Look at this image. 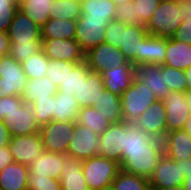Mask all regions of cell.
Wrapping results in <instances>:
<instances>
[{
    "instance_id": "cell-14",
    "label": "cell",
    "mask_w": 191,
    "mask_h": 190,
    "mask_svg": "<svg viewBox=\"0 0 191 190\" xmlns=\"http://www.w3.org/2000/svg\"><path fill=\"white\" fill-rule=\"evenodd\" d=\"M3 122L9 129L11 137L35 134L40 130L32 106L26 103L20 109L6 115Z\"/></svg>"
},
{
    "instance_id": "cell-4",
    "label": "cell",
    "mask_w": 191,
    "mask_h": 190,
    "mask_svg": "<svg viewBox=\"0 0 191 190\" xmlns=\"http://www.w3.org/2000/svg\"><path fill=\"white\" fill-rule=\"evenodd\" d=\"M180 3L162 0L146 25L148 33L161 38H171L182 20Z\"/></svg>"
},
{
    "instance_id": "cell-46",
    "label": "cell",
    "mask_w": 191,
    "mask_h": 190,
    "mask_svg": "<svg viewBox=\"0 0 191 190\" xmlns=\"http://www.w3.org/2000/svg\"><path fill=\"white\" fill-rule=\"evenodd\" d=\"M18 8L13 0H0V31H8Z\"/></svg>"
},
{
    "instance_id": "cell-50",
    "label": "cell",
    "mask_w": 191,
    "mask_h": 190,
    "mask_svg": "<svg viewBox=\"0 0 191 190\" xmlns=\"http://www.w3.org/2000/svg\"><path fill=\"white\" fill-rule=\"evenodd\" d=\"M177 41H182L191 44V18L183 19L178 29L172 36Z\"/></svg>"
},
{
    "instance_id": "cell-30",
    "label": "cell",
    "mask_w": 191,
    "mask_h": 190,
    "mask_svg": "<svg viewBox=\"0 0 191 190\" xmlns=\"http://www.w3.org/2000/svg\"><path fill=\"white\" fill-rule=\"evenodd\" d=\"M116 8L112 0H81L82 15L88 20L112 21Z\"/></svg>"
},
{
    "instance_id": "cell-2",
    "label": "cell",
    "mask_w": 191,
    "mask_h": 190,
    "mask_svg": "<svg viewBox=\"0 0 191 190\" xmlns=\"http://www.w3.org/2000/svg\"><path fill=\"white\" fill-rule=\"evenodd\" d=\"M120 99L123 119L133 122L157 100L154 93L136 76L132 84L122 93Z\"/></svg>"
},
{
    "instance_id": "cell-41",
    "label": "cell",
    "mask_w": 191,
    "mask_h": 190,
    "mask_svg": "<svg viewBox=\"0 0 191 190\" xmlns=\"http://www.w3.org/2000/svg\"><path fill=\"white\" fill-rule=\"evenodd\" d=\"M77 63L64 60L49 59L46 68V76L57 86L65 81L68 71H71Z\"/></svg>"
},
{
    "instance_id": "cell-45",
    "label": "cell",
    "mask_w": 191,
    "mask_h": 190,
    "mask_svg": "<svg viewBox=\"0 0 191 190\" xmlns=\"http://www.w3.org/2000/svg\"><path fill=\"white\" fill-rule=\"evenodd\" d=\"M165 81L170 91L186 92L188 90L184 70L165 65Z\"/></svg>"
},
{
    "instance_id": "cell-22",
    "label": "cell",
    "mask_w": 191,
    "mask_h": 190,
    "mask_svg": "<svg viewBox=\"0 0 191 190\" xmlns=\"http://www.w3.org/2000/svg\"><path fill=\"white\" fill-rule=\"evenodd\" d=\"M163 149L173 160L191 158V136L183 129L170 131L163 139Z\"/></svg>"
},
{
    "instance_id": "cell-54",
    "label": "cell",
    "mask_w": 191,
    "mask_h": 190,
    "mask_svg": "<svg viewBox=\"0 0 191 190\" xmlns=\"http://www.w3.org/2000/svg\"><path fill=\"white\" fill-rule=\"evenodd\" d=\"M177 164H180L181 172H183L184 178L191 175V158H187L186 160H175Z\"/></svg>"
},
{
    "instance_id": "cell-7",
    "label": "cell",
    "mask_w": 191,
    "mask_h": 190,
    "mask_svg": "<svg viewBox=\"0 0 191 190\" xmlns=\"http://www.w3.org/2000/svg\"><path fill=\"white\" fill-rule=\"evenodd\" d=\"M100 135L94 133L89 127L75 122L72 140L69 142L67 154L70 157L85 160L98 155Z\"/></svg>"
},
{
    "instance_id": "cell-64",
    "label": "cell",
    "mask_w": 191,
    "mask_h": 190,
    "mask_svg": "<svg viewBox=\"0 0 191 190\" xmlns=\"http://www.w3.org/2000/svg\"><path fill=\"white\" fill-rule=\"evenodd\" d=\"M13 1L16 2L19 5L22 0H13Z\"/></svg>"
},
{
    "instance_id": "cell-24",
    "label": "cell",
    "mask_w": 191,
    "mask_h": 190,
    "mask_svg": "<svg viewBox=\"0 0 191 190\" xmlns=\"http://www.w3.org/2000/svg\"><path fill=\"white\" fill-rule=\"evenodd\" d=\"M64 154L44 150L29 166L35 175H48L50 178L60 179Z\"/></svg>"
},
{
    "instance_id": "cell-62",
    "label": "cell",
    "mask_w": 191,
    "mask_h": 190,
    "mask_svg": "<svg viewBox=\"0 0 191 190\" xmlns=\"http://www.w3.org/2000/svg\"><path fill=\"white\" fill-rule=\"evenodd\" d=\"M167 1H172V2H177V3H183V2L189 1V0H167Z\"/></svg>"
},
{
    "instance_id": "cell-39",
    "label": "cell",
    "mask_w": 191,
    "mask_h": 190,
    "mask_svg": "<svg viewBox=\"0 0 191 190\" xmlns=\"http://www.w3.org/2000/svg\"><path fill=\"white\" fill-rule=\"evenodd\" d=\"M48 61L49 58L41 50L22 62V69L28 80L46 76Z\"/></svg>"
},
{
    "instance_id": "cell-35",
    "label": "cell",
    "mask_w": 191,
    "mask_h": 190,
    "mask_svg": "<svg viewBox=\"0 0 191 190\" xmlns=\"http://www.w3.org/2000/svg\"><path fill=\"white\" fill-rule=\"evenodd\" d=\"M50 18L77 20L82 15L80 0H53L49 8Z\"/></svg>"
},
{
    "instance_id": "cell-10",
    "label": "cell",
    "mask_w": 191,
    "mask_h": 190,
    "mask_svg": "<svg viewBox=\"0 0 191 190\" xmlns=\"http://www.w3.org/2000/svg\"><path fill=\"white\" fill-rule=\"evenodd\" d=\"M184 179L180 164L163 154L149 179V183L151 190H157L182 186Z\"/></svg>"
},
{
    "instance_id": "cell-38",
    "label": "cell",
    "mask_w": 191,
    "mask_h": 190,
    "mask_svg": "<svg viewBox=\"0 0 191 190\" xmlns=\"http://www.w3.org/2000/svg\"><path fill=\"white\" fill-rule=\"evenodd\" d=\"M114 190H151L148 179L119 170L111 184Z\"/></svg>"
},
{
    "instance_id": "cell-6",
    "label": "cell",
    "mask_w": 191,
    "mask_h": 190,
    "mask_svg": "<svg viewBox=\"0 0 191 190\" xmlns=\"http://www.w3.org/2000/svg\"><path fill=\"white\" fill-rule=\"evenodd\" d=\"M75 128V122L50 121L40 127L39 134L46 151L67 154L69 142Z\"/></svg>"
},
{
    "instance_id": "cell-37",
    "label": "cell",
    "mask_w": 191,
    "mask_h": 190,
    "mask_svg": "<svg viewBox=\"0 0 191 190\" xmlns=\"http://www.w3.org/2000/svg\"><path fill=\"white\" fill-rule=\"evenodd\" d=\"M94 107H81L77 123L89 127L97 135H101L112 123L104 120Z\"/></svg>"
},
{
    "instance_id": "cell-47",
    "label": "cell",
    "mask_w": 191,
    "mask_h": 190,
    "mask_svg": "<svg viewBox=\"0 0 191 190\" xmlns=\"http://www.w3.org/2000/svg\"><path fill=\"white\" fill-rule=\"evenodd\" d=\"M114 19L127 25L138 26V20H135L133 1L117 5Z\"/></svg>"
},
{
    "instance_id": "cell-59",
    "label": "cell",
    "mask_w": 191,
    "mask_h": 190,
    "mask_svg": "<svg viewBox=\"0 0 191 190\" xmlns=\"http://www.w3.org/2000/svg\"><path fill=\"white\" fill-rule=\"evenodd\" d=\"M185 98H186V102H187V105L189 106V111L191 114V89L185 92Z\"/></svg>"
},
{
    "instance_id": "cell-55",
    "label": "cell",
    "mask_w": 191,
    "mask_h": 190,
    "mask_svg": "<svg viewBox=\"0 0 191 190\" xmlns=\"http://www.w3.org/2000/svg\"><path fill=\"white\" fill-rule=\"evenodd\" d=\"M180 11H182V21L191 18V0L180 3Z\"/></svg>"
},
{
    "instance_id": "cell-42",
    "label": "cell",
    "mask_w": 191,
    "mask_h": 190,
    "mask_svg": "<svg viewBox=\"0 0 191 190\" xmlns=\"http://www.w3.org/2000/svg\"><path fill=\"white\" fill-rule=\"evenodd\" d=\"M37 124L41 127L52 121L54 112V96H48V98L37 99L31 104Z\"/></svg>"
},
{
    "instance_id": "cell-8",
    "label": "cell",
    "mask_w": 191,
    "mask_h": 190,
    "mask_svg": "<svg viewBox=\"0 0 191 190\" xmlns=\"http://www.w3.org/2000/svg\"><path fill=\"white\" fill-rule=\"evenodd\" d=\"M85 61L89 69L95 73H102L128 62L119 48L105 42L85 53Z\"/></svg>"
},
{
    "instance_id": "cell-63",
    "label": "cell",
    "mask_w": 191,
    "mask_h": 190,
    "mask_svg": "<svg viewBox=\"0 0 191 190\" xmlns=\"http://www.w3.org/2000/svg\"><path fill=\"white\" fill-rule=\"evenodd\" d=\"M102 190H114V188L112 185H110V186L104 187Z\"/></svg>"
},
{
    "instance_id": "cell-31",
    "label": "cell",
    "mask_w": 191,
    "mask_h": 190,
    "mask_svg": "<svg viewBox=\"0 0 191 190\" xmlns=\"http://www.w3.org/2000/svg\"><path fill=\"white\" fill-rule=\"evenodd\" d=\"M58 92L57 86L47 77L31 79L25 84L21 98L26 104H32L37 99L54 96Z\"/></svg>"
},
{
    "instance_id": "cell-23",
    "label": "cell",
    "mask_w": 191,
    "mask_h": 190,
    "mask_svg": "<svg viewBox=\"0 0 191 190\" xmlns=\"http://www.w3.org/2000/svg\"><path fill=\"white\" fill-rule=\"evenodd\" d=\"M104 81L101 73L90 72L87 79H83L78 92L73 94L80 107H92L104 91Z\"/></svg>"
},
{
    "instance_id": "cell-17",
    "label": "cell",
    "mask_w": 191,
    "mask_h": 190,
    "mask_svg": "<svg viewBox=\"0 0 191 190\" xmlns=\"http://www.w3.org/2000/svg\"><path fill=\"white\" fill-rule=\"evenodd\" d=\"M149 35L146 26H132L123 23V37L120 51L135 67L141 66V42Z\"/></svg>"
},
{
    "instance_id": "cell-60",
    "label": "cell",
    "mask_w": 191,
    "mask_h": 190,
    "mask_svg": "<svg viewBox=\"0 0 191 190\" xmlns=\"http://www.w3.org/2000/svg\"><path fill=\"white\" fill-rule=\"evenodd\" d=\"M157 190H184L182 186L178 187H169V188H163V189H157Z\"/></svg>"
},
{
    "instance_id": "cell-48",
    "label": "cell",
    "mask_w": 191,
    "mask_h": 190,
    "mask_svg": "<svg viewBox=\"0 0 191 190\" xmlns=\"http://www.w3.org/2000/svg\"><path fill=\"white\" fill-rule=\"evenodd\" d=\"M123 37V23L117 20H112L105 27L104 42L112 46L120 48Z\"/></svg>"
},
{
    "instance_id": "cell-40",
    "label": "cell",
    "mask_w": 191,
    "mask_h": 190,
    "mask_svg": "<svg viewBox=\"0 0 191 190\" xmlns=\"http://www.w3.org/2000/svg\"><path fill=\"white\" fill-rule=\"evenodd\" d=\"M42 49V40H33L32 42L11 41L9 55L17 62L22 63L30 56L35 55Z\"/></svg>"
},
{
    "instance_id": "cell-16",
    "label": "cell",
    "mask_w": 191,
    "mask_h": 190,
    "mask_svg": "<svg viewBox=\"0 0 191 190\" xmlns=\"http://www.w3.org/2000/svg\"><path fill=\"white\" fill-rule=\"evenodd\" d=\"M135 76L156 96L163 100L169 93L165 81V65L144 64L135 68Z\"/></svg>"
},
{
    "instance_id": "cell-33",
    "label": "cell",
    "mask_w": 191,
    "mask_h": 190,
    "mask_svg": "<svg viewBox=\"0 0 191 190\" xmlns=\"http://www.w3.org/2000/svg\"><path fill=\"white\" fill-rule=\"evenodd\" d=\"M154 139L155 138L153 136L139 128L136 122L124 120L123 151L147 149V145H149Z\"/></svg>"
},
{
    "instance_id": "cell-61",
    "label": "cell",
    "mask_w": 191,
    "mask_h": 190,
    "mask_svg": "<svg viewBox=\"0 0 191 190\" xmlns=\"http://www.w3.org/2000/svg\"><path fill=\"white\" fill-rule=\"evenodd\" d=\"M112 1H113L116 5H119V4L123 3V2L127 3V2L133 1V0H112Z\"/></svg>"
},
{
    "instance_id": "cell-5",
    "label": "cell",
    "mask_w": 191,
    "mask_h": 190,
    "mask_svg": "<svg viewBox=\"0 0 191 190\" xmlns=\"http://www.w3.org/2000/svg\"><path fill=\"white\" fill-rule=\"evenodd\" d=\"M27 82L21 63L9 54L0 57V97H21Z\"/></svg>"
},
{
    "instance_id": "cell-34",
    "label": "cell",
    "mask_w": 191,
    "mask_h": 190,
    "mask_svg": "<svg viewBox=\"0 0 191 190\" xmlns=\"http://www.w3.org/2000/svg\"><path fill=\"white\" fill-rule=\"evenodd\" d=\"M53 0H22L19 9L38 26L42 27L49 19V8Z\"/></svg>"
},
{
    "instance_id": "cell-18",
    "label": "cell",
    "mask_w": 191,
    "mask_h": 190,
    "mask_svg": "<svg viewBox=\"0 0 191 190\" xmlns=\"http://www.w3.org/2000/svg\"><path fill=\"white\" fill-rule=\"evenodd\" d=\"M98 155L114 160L120 164L121 153L124 149V120L112 123L100 135Z\"/></svg>"
},
{
    "instance_id": "cell-21",
    "label": "cell",
    "mask_w": 191,
    "mask_h": 190,
    "mask_svg": "<svg viewBox=\"0 0 191 190\" xmlns=\"http://www.w3.org/2000/svg\"><path fill=\"white\" fill-rule=\"evenodd\" d=\"M83 160L64 154L62 173L60 176L61 190H89L82 171Z\"/></svg>"
},
{
    "instance_id": "cell-12",
    "label": "cell",
    "mask_w": 191,
    "mask_h": 190,
    "mask_svg": "<svg viewBox=\"0 0 191 190\" xmlns=\"http://www.w3.org/2000/svg\"><path fill=\"white\" fill-rule=\"evenodd\" d=\"M109 22L88 20L83 15L76 20L75 41L85 53L97 45L104 43L105 27Z\"/></svg>"
},
{
    "instance_id": "cell-27",
    "label": "cell",
    "mask_w": 191,
    "mask_h": 190,
    "mask_svg": "<svg viewBox=\"0 0 191 190\" xmlns=\"http://www.w3.org/2000/svg\"><path fill=\"white\" fill-rule=\"evenodd\" d=\"M104 120H109L111 123L123 121L122 107L120 96L104 89L93 106Z\"/></svg>"
},
{
    "instance_id": "cell-13",
    "label": "cell",
    "mask_w": 191,
    "mask_h": 190,
    "mask_svg": "<svg viewBox=\"0 0 191 190\" xmlns=\"http://www.w3.org/2000/svg\"><path fill=\"white\" fill-rule=\"evenodd\" d=\"M162 101L166 113L167 133L173 130L183 129L185 122L190 116L185 92L170 91Z\"/></svg>"
},
{
    "instance_id": "cell-43",
    "label": "cell",
    "mask_w": 191,
    "mask_h": 190,
    "mask_svg": "<svg viewBox=\"0 0 191 190\" xmlns=\"http://www.w3.org/2000/svg\"><path fill=\"white\" fill-rule=\"evenodd\" d=\"M162 0H133L138 26H146Z\"/></svg>"
},
{
    "instance_id": "cell-49",
    "label": "cell",
    "mask_w": 191,
    "mask_h": 190,
    "mask_svg": "<svg viewBox=\"0 0 191 190\" xmlns=\"http://www.w3.org/2000/svg\"><path fill=\"white\" fill-rule=\"evenodd\" d=\"M24 104V100L17 95L0 97V120H3L12 111L20 109Z\"/></svg>"
},
{
    "instance_id": "cell-20",
    "label": "cell",
    "mask_w": 191,
    "mask_h": 190,
    "mask_svg": "<svg viewBox=\"0 0 191 190\" xmlns=\"http://www.w3.org/2000/svg\"><path fill=\"white\" fill-rule=\"evenodd\" d=\"M11 41L32 42L41 39V27L17 9L7 31Z\"/></svg>"
},
{
    "instance_id": "cell-58",
    "label": "cell",
    "mask_w": 191,
    "mask_h": 190,
    "mask_svg": "<svg viewBox=\"0 0 191 190\" xmlns=\"http://www.w3.org/2000/svg\"><path fill=\"white\" fill-rule=\"evenodd\" d=\"M183 130L186 131L191 136V114L187 119V121L185 122Z\"/></svg>"
},
{
    "instance_id": "cell-1",
    "label": "cell",
    "mask_w": 191,
    "mask_h": 190,
    "mask_svg": "<svg viewBox=\"0 0 191 190\" xmlns=\"http://www.w3.org/2000/svg\"><path fill=\"white\" fill-rule=\"evenodd\" d=\"M163 154V140L155 138L147 149L122 151L120 169L149 180Z\"/></svg>"
},
{
    "instance_id": "cell-57",
    "label": "cell",
    "mask_w": 191,
    "mask_h": 190,
    "mask_svg": "<svg viewBox=\"0 0 191 190\" xmlns=\"http://www.w3.org/2000/svg\"><path fill=\"white\" fill-rule=\"evenodd\" d=\"M182 187L184 190H191V175L184 179Z\"/></svg>"
},
{
    "instance_id": "cell-44",
    "label": "cell",
    "mask_w": 191,
    "mask_h": 190,
    "mask_svg": "<svg viewBox=\"0 0 191 190\" xmlns=\"http://www.w3.org/2000/svg\"><path fill=\"white\" fill-rule=\"evenodd\" d=\"M28 190H61L60 180L48 175H35L30 170L27 176Z\"/></svg>"
},
{
    "instance_id": "cell-51",
    "label": "cell",
    "mask_w": 191,
    "mask_h": 190,
    "mask_svg": "<svg viewBox=\"0 0 191 190\" xmlns=\"http://www.w3.org/2000/svg\"><path fill=\"white\" fill-rule=\"evenodd\" d=\"M14 162L8 145L0 147V171L10 163Z\"/></svg>"
},
{
    "instance_id": "cell-11",
    "label": "cell",
    "mask_w": 191,
    "mask_h": 190,
    "mask_svg": "<svg viewBox=\"0 0 191 190\" xmlns=\"http://www.w3.org/2000/svg\"><path fill=\"white\" fill-rule=\"evenodd\" d=\"M49 59L81 63L85 52L75 39H42V49Z\"/></svg>"
},
{
    "instance_id": "cell-28",
    "label": "cell",
    "mask_w": 191,
    "mask_h": 190,
    "mask_svg": "<svg viewBox=\"0 0 191 190\" xmlns=\"http://www.w3.org/2000/svg\"><path fill=\"white\" fill-rule=\"evenodd\" d=\"M80 106L73 95L57 92L54 95V112L52 120L63 122H77Z\"/></svg>"
},
{
    "instance_id": "cell-53",
    "label": "cell",
    "mask_w": 191,
    "mask_h": 190,
    "mask_svg": "<svg viewBox=\"0 0 191 190\" xmlns=\"http://www.w3.org/2000/svg\"><path fill=\"white\" fill-rule=\"evenodd\" d=\"M10 138L11 136L9 133V129L7 128L3 120H0V147L8 145Z\"/></svg>"
},
{
    "instance_id": "cell-3",
    "label": "cell",
    "mask_w": 191,
    "mask_h": 190,
    "mask_svg": "<svg viewBox=\"0 0 191 190\" xmlns=\"http://www.w3.org/2000/svg\"><path fill=\"white\" fill-rule=\"evenodd\" d=\"M120 170V164L100 155L83 160L82 171L89 190L110 186Z\"/></svg>"
},
{
    "instance_id": "cell-26",
    "label": "cell",
    "mask_w": 191,
    "mask_h": 190,
    "mask_svg": "<svg viewBox=\"0 0 191 190\" xmlns=\"http://www.w3.org/2000/svg\"><path fill=\"white\" fill-rule=\"evenodd\" d=\"M29 167L12 162L0 171V187L3 190H28Z\"/></svg>"
},
{
    "instance_id": "cell-25",
    "label": "cell",
    "mask_w": 191,
    "mask_h": 190,
    "mask_svg": "<svg viewBox=\"0 0 191 190\" xmlns=\"http://www.w3.org/2000/svg\"><path fill=\"white\" fill-rule=\"evenodd\" d=\"M162 65H168L179 70L191 66V44L177 41L172 37L167 39L165 60Z\"/></svg>"
},
{
    "instance_id": "cell-19",
    "label": "cell",
    "mask_w": 191,
    "mask_h": 190,
    "mask_svg": "<svg viewBox=\"0 0 191 190\" xmlns=\"http://www.w3.org/2000/svg\"><path fill=\"white\" fill-rule=\"evenodd\" d=\"M135 66L131 62L103 71L105 89L119 96L132 84L135 78Z\"/></svg>"
},
{
    "instance_id": "cell-15",
    "label": "cell",
    "mask_w": 191,
    "mask_h": 190,
    "mask_svg": "<svg viewBox=\"0 0 191 190\" xmlns=\"http://www.w3.org/2000/svg\"><path fill=\"white\" fill-rule=\"evenodd\" d=\"M137 126L156 139L163 140L167 134L166 113L162 100H156L135 121Z\"/></svg>"
},
{
    "instance_id": "cell-56",
    "label": "cell",
    "mask_w": 191,
    "mask_h": 190,
    "mask_svg": "<svg viewBox=\"0 0 191 190\" xmlns=\"http://www.w3.org/2000/svg\"><path fill=\"white\" fill-rule=\"evenodd\" d=\"M186 81L188 83V90L191 89V66L184 70Z\"/></svg>"
},
{
    "instance_id": "cell-36",
    "label": "cell",
    "mask_w": 191,
    "mask_h": 190,
    "mask_svg": "<svg viewBox=\"0 0 191 190\" xmlns=\"http://www.w3.org/2000/svg\"><path fill=\"white\" fill-rule=\"evenodd\" d=\"M90 72L91 70L85 60L81 63H77L71 71H68L65 81L57 87L58 92H65L69 95H73L75 92H78L83 79H87V75Z\"/></svg>"
},
{
    "instance_id": "cell-9",
    "label": "cell",
    "mask_w": 191,
    "mask_h": 190,
    "mask_svg": "<svg viewBox=\"0 0 191 190\" xmlns=\"http://www.w3.org/2000/svg\"><path fill=\"white\" fill-rule=\"evenodd\" d=\"M8 146L14 162L28 167L44 151L39 132L30 135L12 136Z\"/></svg>"
},
{
    "instance_id": "cell-52",
    "label": "cell",
    "mask_w": 191,
    "mask_h": 190,
    "mask_svg": "<svg viewBox=\"0 0 191 190\" xmlns=\"http://www.w3.org/2000/svg\"><path fill=\"white\" fill-rule=\"evenodd\" d=\"M11 40L8 37V33L0 31V57L9 54Z\"/></svg>"
},
{
    "instance_id": "cell-29",
    "label": "cell",
    "mask_w": 191,
    "mask_h": 190,
    "mask_svg": "<svg viewBox=\"0 0 191 190\" xmlns=\"http://www.w3.org/2000/svg\"><path fill=\"white\" fill-rule=\"evenodd\" d=\"M167 38H161L149 34L141 42V65H162L165 60Z\"/></svg>"
},
{
    "instance_id": "cell-32",
    "label": "cell",
    "mask_w": 191,
    "mask_h": 190,
    "mask_svg": "<svg viewBox=\"0 0 191 190\" xmlns=\"http://www.w3.org/2000/svg\"><path fill=\"white\" fill-rule=\"evenodd\" d=\"M76 20L50 18L41 27V39H75Z\"/></svg>"
}]
</instances>
